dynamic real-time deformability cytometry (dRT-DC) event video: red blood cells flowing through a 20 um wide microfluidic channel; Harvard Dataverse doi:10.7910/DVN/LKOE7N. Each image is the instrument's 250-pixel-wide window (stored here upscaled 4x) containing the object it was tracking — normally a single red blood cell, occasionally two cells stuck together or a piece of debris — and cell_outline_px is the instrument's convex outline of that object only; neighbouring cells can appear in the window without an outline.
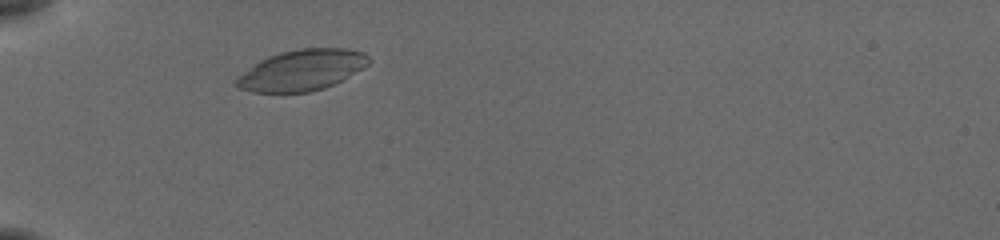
{"species": "common noctule bat (a hibernating species)", "species_latin": "Nyctalus noctula", "temperature_condition": "cold", "stored_images_in_passage": 39, "camera_frame_rate_fps": 3000, "um_per_image_px": 0.085, "animal": {"sex": "female", "body_mass_g": 19.5, "forearm_length_mm": 54.1}, "frame": {"image": 1, "passage_image": 2, "time_ms": 0.333, "image_size_px": [1000, 240], "cell_outline_px": [[372, 60], [368, 64], [340, 80], [324, 88], [308, 92], [252, 92], [240, 88], [232, 84], [236, 76], [260, 60], [268, 56], [280, 52], [300, 48], [348, 48], [364, 52]], "centroid_in_image_um": [25.61, 5.95], "position_along_channel_um": 59.4, "area_um2": 31.44}}
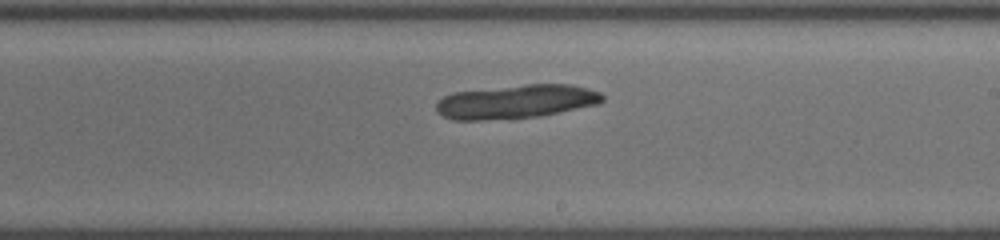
{"frame": {"image": 2, "passage_image": 18, "time_ms": 5.667, "image_size_px": [1000, 240], "cell_outline_px": [[604, 100], [596, 104], [540, 116], [508, 120], [452, 120], [436, 112], [436, 104], [444, 96], [452, 92], [524, 84], [572, 84], [588, 88], [600, 92], [604, 96]], "centroid_in_image_um": [43.85, 8.64], "position_along_channel_um": 245.2, "area_um2": 33.06}}
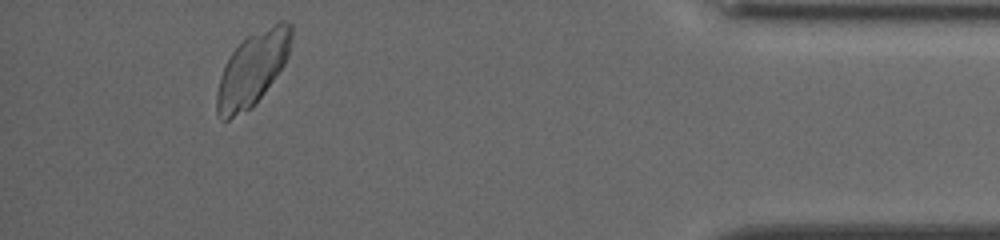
{"frame": {"image": 3, "passage_image": 35, "time_ms": 11.333, "image_size_px": [1000, 240], "cell_outline_px": [[292, 36], [288, 56], [284, 64], [256, 104], [252, 108], [228, 120], [220, 120], [216, 112], [216, 92], [220, 76], [224, 64], [232, 52], [248, 36], [280, 20], [284, 20], [292, 24]], "centroid_in_image_um": [21.45, 5.89], "position_along_channel_um": 413.8, "area_um2": 31.96}}